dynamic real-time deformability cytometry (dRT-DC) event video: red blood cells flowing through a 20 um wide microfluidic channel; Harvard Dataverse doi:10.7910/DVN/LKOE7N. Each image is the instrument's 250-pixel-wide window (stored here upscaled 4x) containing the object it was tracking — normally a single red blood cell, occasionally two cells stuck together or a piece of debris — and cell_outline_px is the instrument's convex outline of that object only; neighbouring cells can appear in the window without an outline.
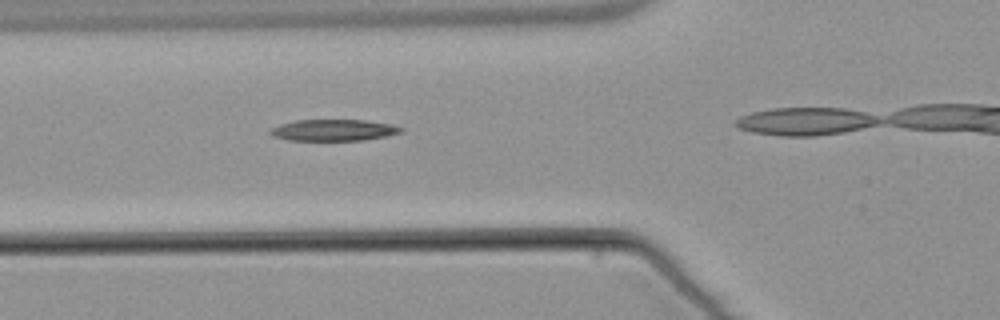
{"species": "common noctule bat (a hibernating species)", "species_latin": "Nyctalus noctula", "temperature_condition": "warm", "stored_images_in_passage": 7, "camera_frame_rate_fps": 3000, "um_per_image_px": 0.085, "animal": {"sex": "male", "body_mass_g": 21.5, "forearm_length_mm": 52.0}, "frame": {"image": 1, "passage_image": 2, "time_ms": 1.0, "image_size_px": [1000, 320], "cell_outline_px": [[404, 132], [364, 140], [288, 140], [272, 136], [268, 132], [272, 128], [280, 124], [296, 120], [364, 120], [392, 124], [404, 128]], "centroid_in_image_um": [28.36, 11.06], "position_along_channel_um": 97.4, "area_um2": 16.3}}